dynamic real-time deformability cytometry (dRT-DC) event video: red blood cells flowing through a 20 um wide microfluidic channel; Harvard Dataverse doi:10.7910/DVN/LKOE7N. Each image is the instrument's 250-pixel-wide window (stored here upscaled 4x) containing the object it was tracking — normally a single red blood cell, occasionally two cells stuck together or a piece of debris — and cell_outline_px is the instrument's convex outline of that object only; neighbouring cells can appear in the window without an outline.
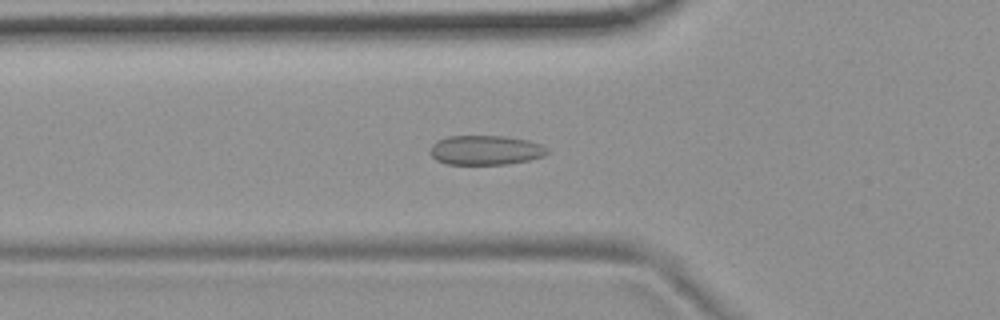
{"species": "common noctule bat (a hibernating species)", "species_latin": "Nyctalus noctula", "temperature_condition": "room temperature", "stored_images_in_passage": 54, "camera_frame_rate_fps": 3000, "um_per_image_px": 0.085, "animal": {"sex": "female", "body_mass_g": 19.9}, "frame": {"image": 1, "passage_image": 19, "time_ms": 6.0, "image_size_px": [1000, 320], "cell_outline_px": [[548, 152], [544, 156], [528, 160], [508, 164], [448, 164], [436, 160], [428, 152], [432, 144], [436, 140], [448, 136], [504, 136], [528, 140], [540, 144], [548, 148]], "centroid_in_image_um": [41.25, 12.76], "position_along_channel_um": 84.6, "area_um2": 20.23}}
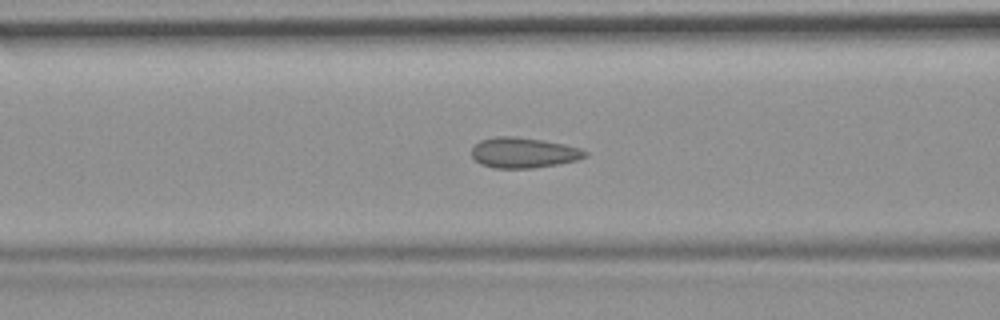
{"frame": {"image": 2, "passage_image": 22, "time_ms": 7.0, "image_size_px": [1000, 320], "cell_outline_px": [[588, 156], [576, 160], [556, 164], [532, 168], [496, 168], [480, 164], [472, 156], [472, 148], [480, 140], [496, 136], [516, 136], [564, 144], [580, 148], [588, 152]], "centroid_in_image_um": [44.49, 12.97], "position_along_channel_um": 122.1, "area_um2": 20.0}}
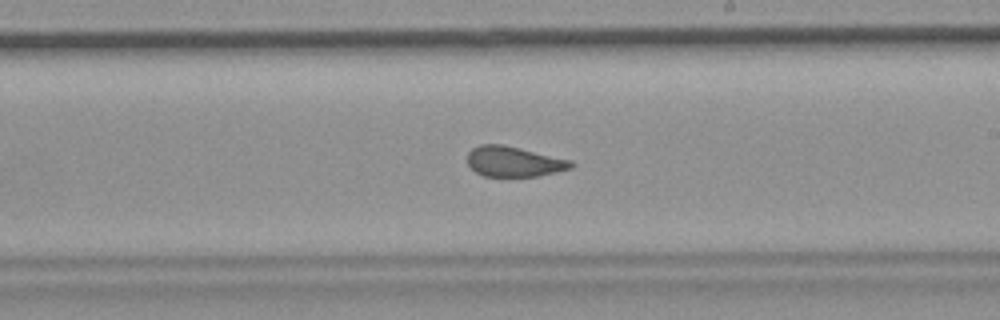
{"frame": {"image": 3, "passage_image": 32, "time_ms": 10.333, "image_size_px": [1000, 320], "cell_outline_px": [[576, 164], [572, 168], [556, 172], [536, 176], [484, 176], [476, 172], [468, 164], [468, 152], [472, 148], [480, 144], [504, 144], [572, 160]], "centroid_in_image_um": [43.7, 13.72], "position_along_channel_um": 245.3, "area_um2": 18.38}, "authors_computed_cell_mechanics": {"area_um2": 19.7676, "velocity_mm_per_s": 3.7139, "shape_relaxation_time_tau1_ms": null, "shape_relaxation_time_tau2_ms": 0.9225, "deformation_change_tau1": null, "deformation_change_tau2": 0.0948}}